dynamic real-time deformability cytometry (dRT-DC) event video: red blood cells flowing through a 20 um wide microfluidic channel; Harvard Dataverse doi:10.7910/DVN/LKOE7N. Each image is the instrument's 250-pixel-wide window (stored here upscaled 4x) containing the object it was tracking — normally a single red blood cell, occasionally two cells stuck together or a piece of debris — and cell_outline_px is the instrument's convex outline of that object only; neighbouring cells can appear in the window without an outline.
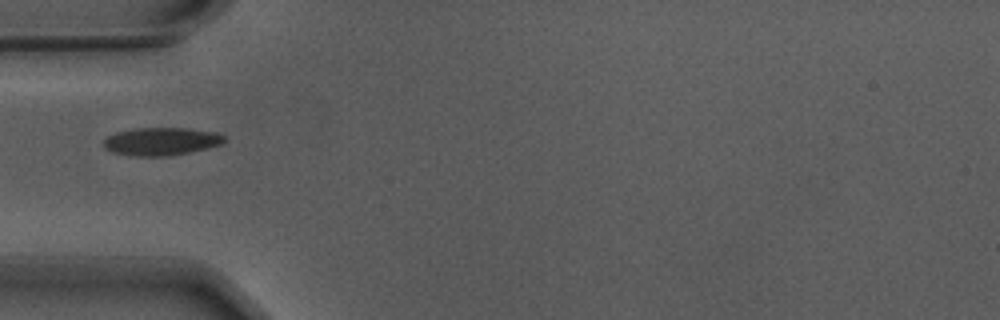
{"species": "Egyptian fruit bat (a non-hibernating species)", "species_latin": "Rousettus aegyptiacus", "temperature_condition": "warm", "stored_images_in_passage": 34, "camera_frame_rate_fps": 3000, "um_per_image_px": 0.085, "animal": {"sex": "male"}, "frame": {"image": 1, "passage_image": 1, "time_ms": 0.0, "image_size_px": [1000, 320], "cell_outline_px": [[224, 140], [220, 144], [188, 152], [168, 156], [136, 156], [112, 152], [104, 148], [104, 140], [108, 136], [116, 132], [136, 128], [184, 128], [216, 132], [224, 136]], "centroid_in_image_um": [13.66, 12.01], "position_along_channel_um": 71.3, "area_um2": 19.31}}
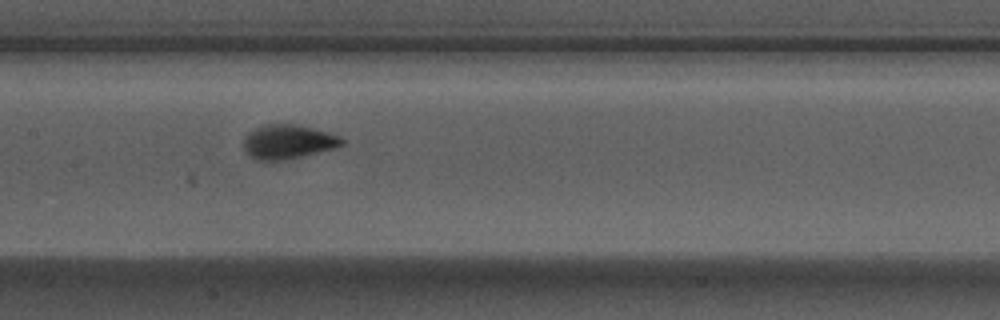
{"frame": {"image": 2, "passage_image": 10, "time_ms": 3.0, "image_size_px": [1000, 320], "cell_outline_px": [[344, 144], [336, 148], [284, 160], [256, 160], [244, 148], [244, 140], [248, 132], [264, 124], [292, 124], [312, 128], [328, 132], [340, 136], [344, 140]], "centroid_in_image_um": [24.51, 12.04], "position_along_channel_um": 182.9, "area_um2": 19.36}}
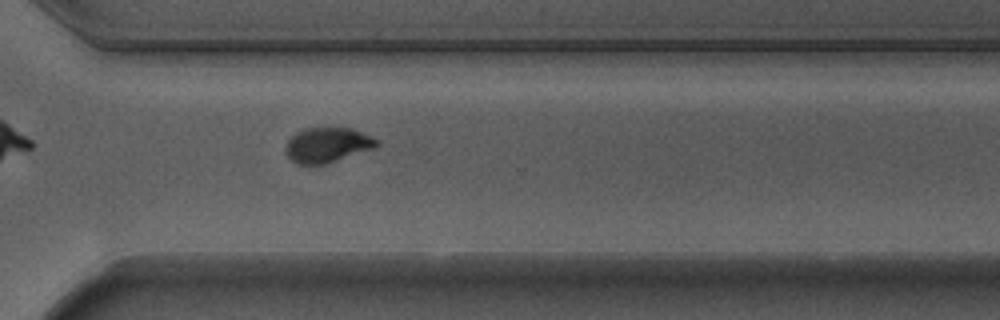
{"frame": {"image": 3, "passage_image": 23, "time_ms": 7.333, "image_size_px": [1000, 320], "cell_outline_px": [[380, 144], [372, 148], [324, 164], [296, 164], [288, 156], [284, 148], [288, 140], [296, 132], [304, 128], [352, 128], [376, 140]], "centroid_in_image_um": [27.75, 12.31], "position_along_channel_um": 342.8, "area_um2": 18.09}, "authors_computed_cell_mechanics": {"area_um2": 18.9295, "velocity_mm_per_s": 3.6928, "shape_relaxation_time_tau1_ms": 2.2574, "shape_relaxation_time_tau2_ms": null, "deformation_change_tau1": 0.1471, "deformation_change_tau2": null}}